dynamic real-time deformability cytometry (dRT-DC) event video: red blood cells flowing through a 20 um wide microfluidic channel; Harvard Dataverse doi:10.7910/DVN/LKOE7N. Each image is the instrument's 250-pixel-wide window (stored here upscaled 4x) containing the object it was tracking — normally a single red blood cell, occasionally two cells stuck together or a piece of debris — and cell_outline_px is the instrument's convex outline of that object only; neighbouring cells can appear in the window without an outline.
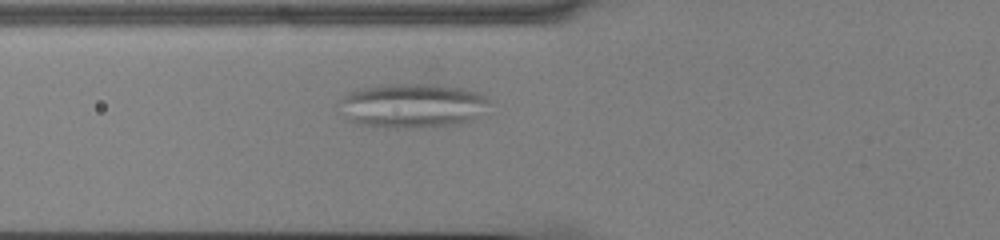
{"species": "common noctule bat (a hibernating species)", "species_latin": "Nyctalus noctula", "temperature_condition": "cold", "stored_images_in_passage": 48, "camera_frame_rate_fps": 3000, "um_per_image_px": 0.085, "animal": {"sex": "male", "body_mass_g": 13.0, "forearm_length_mm": 53.1}, "frame": {"image": 1, "passage_image": 13, "time_ms": 4.0, "image_size_px": [1000, 240], "cell_outline_px": [[488, 100], [476, 116], [472, 120], [456, 124], [420, 128], [384, 128], [356, 124], [348, 120], [344, 116], [340, 100], [348, 92], [364, 88], [388, 84], [436, 84], [464, 88], [488, 96]], "centroid_in_image_um": [35.0, 8.99], "position_along_channel_um": 90.8, "area_um2": 38.67}}
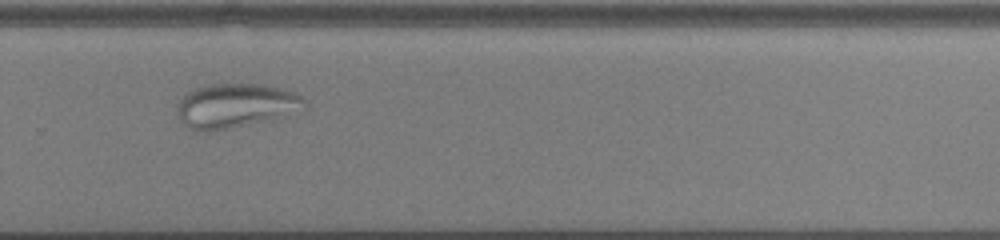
{"frame": {"image": 2, "passage_image": 31, "time_ms": 10.0, "image_size_px": [1000, 240], "cell_outline_px": [[308, 104], [272, 120], [208, 132], [200, 132], [188, 128], [180, 124], [176, 112], [176, 108], [180, 100], [192, 88], [208, 84], [264, 84], [296, 92]], "centroid_in_image_um": [19.93, 8.99], "position_along_channel_um": 309.9, "area_um2": 33.06}}
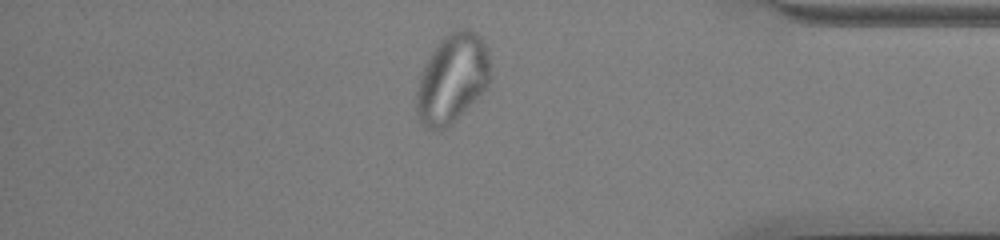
{"frame": {"image": 3, "passage_image": 40, "time_ms": 13.0, "image_size_px": [1000, 240], "cell_outline_px": [[492, 76], [488, 84], [476, 100], [452, 124], [444, 128], [424, 128], [416, 116], [416, 92], [420, 72], [424, 64], [436, 44], [448, 32], [460, 28], [468, 28], [476, 32], [484, 40], [492, 64]], "centroid_in_image_um": [38.45, 6.65], "position_along_channel_um": 396.7, "area_um2": 39.19}}